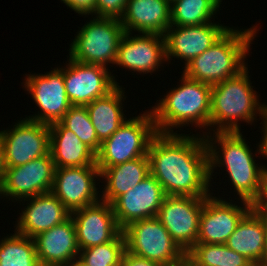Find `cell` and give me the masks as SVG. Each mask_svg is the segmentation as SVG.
Segmentation results:
<instances>
[{
    "label": "cell",
    "instance_id": "obj_1",
    "mask_svg": "<svg viewBox=\"0 0 267 266\" xmlns=\"http://www.w3.org/2000/svg\"><path fill=\"white\" fill-rule=\"evenodd\" d=\"M157 132L148 147L150 174L166 195L210 196L209 153L202 134Z\"/></svg>",
    "mask_w": 267,
    "mask_h": 266
},
{
    "label": "cell",
    "instance_id": "obj_2",
    "mask_svg": "<svg viewBox=\"0 0 267 266\" xmlns=\"http://www.w3.org/2000/svg\"><path fill=\"white\" fill-rule=\"evenodd\" d=\"M211 135L210 130L203 131L209 153L210 182L214 168L225 167L239 199L254 205L262 193L263 173L267 165L256 163L257 153H252L241 132H215Z\"/></svg>",
    "mask_w": 267,
    "mask_h": 266
},
{
    "label": "cell",
    "instance_id": "obj_3",
    "mask_svg": "<svg viewBox=\"0 0 267 266\" xmlns=\"http://www.w3.org/2000/svg\"><path fill=\"white\" fill-rule=\"evenodd\" d=\"M248 72L246 66L235 76L212 86L209 129L214 133L240 132L239 120L252 125L258 114L261 119L267 114V105L258 99Z\"/></svg>",
    "mask_w": 267,
    "mask_h": 266
},
{
    "label": "cell",
    "instance_id": "obj_4",
    "mask_svg": "<svg viewBox=\"0 0 267 266\" xmlns=\"http://www.w3.org/2000/svg\"><path fill=\"white\" fill-rule=\"evenodd\" d=\"M179 79L181 85L171 88L158 104L151 107L159 133H176L174 127L188 126L189 123L196 128L210 127L212 86L188 78L184 73Z\"/></svg>",
    "mask_w": 267,
    "mask_h": 266
},
{
    "label": "cell",
    "instance_id": "obj_5",
    "mask_svg": "<svg viewBox=\"0 0 267 266\" xmlns=\"http://www.w3.org/2000/svg\"><path fill=\"white\" fill-rule=\"evenodd\" d=\"M257 27L229 28L210 48L184 66L183 73L211 86L235 76L248 66L245 58L249 55Z\"/></svg>",
    "mask_w": 267,
    "mask_h": 266
},
{
    "label": "cell",
    "instance_id": "obj_6",
    "mask_svg": "<svg viewBox=\"0 0 267 266\" xmlns=\"http://www.w3.org/2000/svg\"><path fill=\"white\" fill-rule=\"evenodd\" d=\"M78 30L69 45V58L74 61L108 66L115 63L118 45L125 33L120 19L92 17Z\"/></svg>",
    "mask_w": 267,
    "mask_h": 266
},
{
    "label": "cell",
    "instance_id": "obj_7",
    "mask_svg": "<svg viewBox=\"0 0 267 266\" xmlns=\"http://www.w3.org/2000/svg\"><path fill=\"white\" fill-rule=\"evenodd\" d=\"M157 133L151 110L127 119L101 143L96 153L97 167H110L148 156V147Z\"/></svg>",
    "mask_w": 267,
    "mask_h": 266
},
{
    "label": "cell",
    "instance_id": "obj_8",
    "mask_svg": "<svg viewBox=\"0 0 267 266\" xmlns=\"http://www.w3.org/2000/svg\"><path fill=\"white\" fill-rule=\"evenodd\" d=\"M122 231L127 252L165 266H185L186 253L157 217L132 222Z\"/></svg>",
    "mask_w": 267,
    "mask_h": 266
},
{
    "label": "cell",
    "instance_id": "obj_9",
    "mask_svg": "<svg viewBox=\"0 0 267 266\" xmlns=\"http://www.w3.org/2000/svg\"><path fill=\"white\" fill-rule=\"evenodd\" d=\"M25 77L23 86L40 109L37 115H29L26 119L47 125L59 122L72 106L66 94L63 68Z\"/></svg>",
    "mask_w": 267,
    "mask_h": 266
},
{
    "label": "cell",
    "instance_id": "obj_10",
    "mask_svg": "<svg viewBox=\"0 0 267 266\" xmlns=\"http://www.w3.org/2000/svg\"><path fill=\"white\" fill-rule=\"evenodd\" d=\"M6 167H17L50 153L49 125L23 118L0 131Z\"/></svg>",
    "mask_w": 267,
    "mask_h": 266
},
{
    "label": "cell",
    "instance_id": "obj_11",
    "mask_svg": "<svg viewBox=\"0 0 267 266\" xmlns=\"http://www.w3.org/2000/svg\"><path fill=\"white\" fill-rule=\"evenodd\" d=\"M205 198L167 195L157 218L186 253L197 243L199 218Z\"/></svg>",
    "mask_w": 267,
    "mask_h": 266
},
{
    "label": "cell",
    "instance_id": "obj_12",
    "mask_svg": "<svg viewBox=\"0 0 267 266\" xmlns=\"http://www.w3.org/2000/svg\"><path fill=\"white\" fill-rule=\"evenodd\" d=\"M55 169L51 153L21 166L8 167L0 184V196L20 201L51 192Z\"/></svg>",
    "mask_w": 267,
    "mask_h": 266
},
{
    "label": "cell",
    "instance_id": "obj_13",
    "mask_svg": "<svg viewBox=\"0 0 267 266\" xmlns=\"http://www.w3.org/2000/svg\"><path fill=\"white\" fill-rule=\"evenodd\" d=\"M63 77L71 105L86 106L105 96L119 84L107 67L86 64L71 58L63 68Z\"/></svg>",
    "mask_w": 267,
    "mask_h": 266
},
{
    "label": "cell",
    "instance_id": "obj_14",
    "mask_svg": "<svg viewBox=\"0 0 267 266\" xmlns=\"http://www.w3.org/2000/svg\"><path fill=\"white\" fill-rule=\"evenodd\" d=\"M98 177L100 170L96 163L90 166L56 168L51 192L73 212L101 200L95 181V178L99 180Z\"/></svg>",
    "mask_w": 267,
    "mask_h": 266
},
{
    "label": "cell",
    "instance_id": "obj_15",
    "mask_svg": "<svg viewBox=\"0 0 267 266\" xmlns=\"http://www.w3.org/2000/svg\"><path fill=\"white\" fill-rule=\"evenodd\" d=\"M241 203L242 207L212 194L205 197L196 244H225L244 215L253 207L247 201L241 200Z\"/></svg>",
    "mask_w": 267,
    "mask_h": 266
},
{
    "label": "cell",
    "instance_id": "obj_16",
    "mask_svg": "<svg viewBox=\"0 0 267 266\" xmlns=\"http://www.w3.org/2000/svg\"><path fill=\"white\" fill-rule=\"evenodd\" d=\"M132 35V32H125L121 37L114 64L140 74L153 73L166 61L164 36L153 33Z\"/></svg>",
    "mask_w": 267,
    "mask_h": 266
},
{
    "label": "cell",
    "instance_id": "obj_17",
    "mask_svg": "<svg viewBox=\"0 0 267 266\" xmlns=\"http://www.w3.org/2000/svg\"><path fill=\"white\" fill-rule=\"evenodd\" d=\"M166 196L161 184L150 174L112 203L119 228L123 230L132 222L157 217Z\"/></svg>",
    "mask_w": 267,
    "mask_h": 266
},
{
    "label": "cell",
    "instance_id": "obj_18",
    "mask_svg": "<svg viewBox=\"0 0 267 266\" xmlns=\"http://www.w3.org/2000/svg\"><path fill=\"white\" fill-rule=\"evenodd\" d=\"M230 27L210 22L194 26H170L166 33V62L180 58L187 66L195 57L210 48Z\"/></svg>",
    "mask_w": 267,
    "mask_h": 266
},
{
    "label": "cell",
    "instance_id": "obj_19",
    "mask_svg": "<svg viewBox=\"0 0 267 266\" xmlns=\"http://www.w3.org/2000/svg\"><path fill=\"white\" fill-rule=\"evenodd\" d=\"M71 217L79 250L108 243L122 231L116 222L112 204L102 200L74 210Z\"/></svg>",
    "mask_w": 267,
    "mask_h": 266
},
{
    "label": "cell",
    "instance_id": "obj_20",
    "mask_svg": "<svg viewBox=\"0 0 267 266\" xmlns=\"http://www.w3.org/2000/svg\"><path fill=\"white\" fill-rule=\"evenodd\" d=\"M28 201L17 219L15 232L34 238L41 232L61 224L71 217V212L52 193L47 192L20 200Z\"/></svg>",
    "mask_w": 267,
    "mask_h": 266
},
{
    "label": "cell",
    "instance_id": "obj_21",
    "mask_svg": "<svg viewBox=\"0 0 267 266\" xmlns=\"http://www.w3.org/2000/svg\"><path fill=\"white\" fill-rule=\"evenodd\" d=\"M41 266H67L80 255L72 217L34 237Z\"/></svg>",
    "mask_w": 267,
    "mask_h": 266
},
{
    "label": "cell",
    "instance_id": "obj_22",
    "mask_svg": "<svg viewBox=\"0 0 267 266\" xmlns=\"http://www.w3.org/2000/svg\"><path fill=\"white\" fill-rule=\"evenodd\" d=\"M120 21L125 32L164 36L171 26V4L167 0H128Z\"/></svg>",
    "mask_w": 267,
    "mask_h": 266
},
{
    "label": "cell",
    "instance_id": "obj_23",
    "mask_svg": "<svg viewBox=\"0 0 267 266\" xmlns=\"http://www.w3.org/2000/svg\"><path fill=\"white\" fill-rule=\"evenodd\" d=\"M266 216L254 206L244 215L225 245L259 265L264 251Z\"/></svg>",
    "mask_w": 267,
    "mask_h": 266
},
{
    "label": "cell",
    "instance_id": "obj_24",
    "mask_svg": "<svg viewBox=\"0 0 267 266\" xmlns=\"http://www.w3.org/2000/svg\"><path fill=\"white\" fill-rule=\"evenodd\" d=\"M50 153L56 168L82 167L96 163V153L60 122L49 125Z\"/></svg>",
    "mask_w": 267,
    "mask_h": 266
},
{
    "label": "cell",
    "instance_id": "obj_25",
    "mask_svg": "<svg viewBox=\"0 0 267 266\" xmlns=\"http://www.w3.org/2000/svg\"><path fill=\"white\" fill-rule=\"evenodd\" d=\"M100 178L106 182L102 190L101 200L112 204L119 196L134 188L138 183L150 175L148 156L127 161L125 163L98 167Z\"/></svg>",
    "mask_w": 267,
    "mask_h": 266
},
{
    "label": "cell",
    "instance_id": "obj_26",
    "mask_svg": "<svg viewBox=\"0 0 267 266\" xmlns=\"http://www.w3.org/2000/svg\"><path fill=\"white\" fill-rule=\"evenodd\" d=\"M124 89L118 84L105 96L86 105L90 121L101 143L113 135L127 120L122 104L123 99L126 100Z\"/></svg>",
    "mask_w": 267,
    "mask_h": 266
},
{
    "label": "cell",
    "instance_id": "obj_27",
    "mask_svg": "<svg viewBox=\"0 0 267 266\" xmlns=\"http://www.w3.org/2000/svg\"><path fill=\"white\" fill-rule=\"evenodd\" d=\"M186 266H254L225 244H194L186 252Z\"/></svg>",
    "mask_w": 267,
    "mask_h": 266
},
{
    "label": "cell",
    "instance_id": "obj_28",
    "mask_svg": "<svg viewBox=\"0 0 267 266\" xmlns=\"http://www.w3.org/2000/svg\"><path fill=\"white\" fill-rule=\"evenodd\" d=\"M219 7L216 0H174L171 3V26L210 23Z\"/></svg>",
    "mask_w": 267,
    "mask_h": 266
},
{
    "label": "cell",
    "instance_id": "obj_29",
    "mask_svg": "<svg viewBox=\"0 0 267 266\" xmlns=\"http://www.w3.org/2000/svg\"><path fill=\"white\" fill-rule=\"evenodd\" d=\"M0 266H41L34 238L17 232L1 238Z\"/></svg>",
    "mask_w": 267,
    "mask_h": 266
},
{
    "label": "cell",
    "instance_id": "obj_30",
    "mask_svg": "<svg viewBox=\"0 0 267 266\" xmlns=\"http://www.w3.org/2000/svg\"><path fill=\"white\" fill-rule=\"evenodd\" d=\"M126 240L121 231L112 241L80 250L79 257L88 266H121Z\"/></svg>",
    "mask_w": 267,
    "mask_h": 266
},
{
    "label": "cell",
    "instance_id": "obj_31",
    "mask_svg": "<svg viewBox=\"0 0 267 266\" xmlns=\"http://www.w3.org/2000/svg\"><path fill=\"white\" fill-rule=\"evenodd\" d=\"M59 122L66 129L71 130L82 143L89 146L95 153L99 151L101 142L90 121L86 106L72 105Z\"/></svg>",
    "mask_w": 267,
    "mask_h": 266
},
{
    "label": "cell",
    "instance_id": "obj_32",
    "mask_svg": "<svg viewBox=\"0 0 267 266\" xmlns=\"http://www.w3.org/2000/svg\"><path fill=\"white\" fill-rule=\"evenodd\" d=\"M128 0H96V16L120 19Z\"/></svg>",
    "mask_w": 267,
    "mask_h": 266
},
{
    "label": "cell",
    "instance_id": "obj_33",
    "mask_svg": "<svg viewBox=\"0 0 267 266\" xmlns=\"http://www.w3.org/2000/svg\"><path fill=\"white\" fill-rule=\"evenodd\" d=\"M79 15H96V0H61Z\"/></svg>",
    "mask_w": 267,
    "mask_h": 266
},
{
    "label": "cell",
    "instance_id": "obj_34",
    "mask_svg": "<svg viewBox=\"0 0 267 266\" xmlns=\"http://www.w3.org/2000/svg\"><path fill=\"white\" fill-rule=\"evenodd\" d=\"M121 266H165L163 264L150 261L148 259L139 257L127 251L124 252Z\"/></svg>",
    "mask_w": 267,
    "mask_h": 266
},
{
    "label": "cell",
    "instance_id": "obj_35",
    "mask_svg": "<svg viewBox=\"0 0 267 266\" xmlns=\"http://www.w3.org/2000/svg\"><path fill=\"white\" fill-rule=\"evenodd\" d=\"M253 206L267 217V168L263 173L262 193L260 199Z\"/></svg>",
    "mask_w": 267,
    "mask_h": 266
},
{
    "label": "cell",
    "instance_id": "obj_36",
    "mask_svg": "<svg viewBox=\"0 0 267 266\" xmlns=\"http://www.w3.org/2000/svg\"><path fill=\"white\" fill-rule=\"evenodd\" d=\"M261 120L263 122L260 123L263 125L261 130L264 136H262V140L258 143L257 151L255 150V152H258L259 155L261 154L262 157L267 159V114Z\"/></svg>",
    "mask_w": 267,
    "mask_h": 266
},
{
    "label": "cell",
    "instance_id": "obj_37",
    "mask_svg": "<svg viewBox=\"0 0 267 266\" xmlns=\"http://www.w3.org/2000/svg\"><path fill=\"white\" fill-rule=\"evenodd\" d=\"M6 169L7 167L5 163V149H4V145L1 140V137H0V184L3 181Z\"/></svg>",
    "mask_w": 267,
    "mask_h": 266
},
{
    "label": "cell",
    "instance_id": "obj_38",
    "mask_svg": "<svg viewBox=\"0 0 267 266\" xmlns=\"http://www.w3.org/2000/svg\"><path fill=\"white\" fill-rule=\"evenodd\" d=\"M259 265L267 266V217H266V234H265V242H264V251H263L262 260Z\"/></svg>",
    "mask_w": 267,
    "mask_h": 266
},
{
    "label": "cell",
    "instance_id": "obj_39",
    "mask_svg": "<svg viewBox=\"0 0 267 266\" xmlns=\"http://www.w3.org/2000/svg\"><path fill=\"white\" fill-rule=\"evenodd\" d=\"M67 266H88V265L78 256Z\"/></svg>",
    "mask_w": 267,
    "mask_h": 266
},
{
    "label": "cell",
    "instance_id": "obj_40",
    "mask_svg": "<svg viewBox=\"0 0 267 266\" xmlns=\"http://www.w3.org/2000/svg\"><path fill=\"white\" fill-rule=\"evenodd\" d=\"M219 4H221L222 0H216Z\"/></svg>",
    "mask_w": 267,
    "mask_h": 266
},
{
    "label": "cell",
    "instance_id": "obj_41",
    "mask_svg": "<svg viewBox=\"0 0 267 266\" xmlns=\"http://www.w3.org/2000/svg\"><path fill=\"white\" fill-rule=\"evenodd\" d=\"M170 4L174 1V0H167Z\"/></svg>",
    "mask_w": 267,
    "mask_h": 266
}]
</instances>
